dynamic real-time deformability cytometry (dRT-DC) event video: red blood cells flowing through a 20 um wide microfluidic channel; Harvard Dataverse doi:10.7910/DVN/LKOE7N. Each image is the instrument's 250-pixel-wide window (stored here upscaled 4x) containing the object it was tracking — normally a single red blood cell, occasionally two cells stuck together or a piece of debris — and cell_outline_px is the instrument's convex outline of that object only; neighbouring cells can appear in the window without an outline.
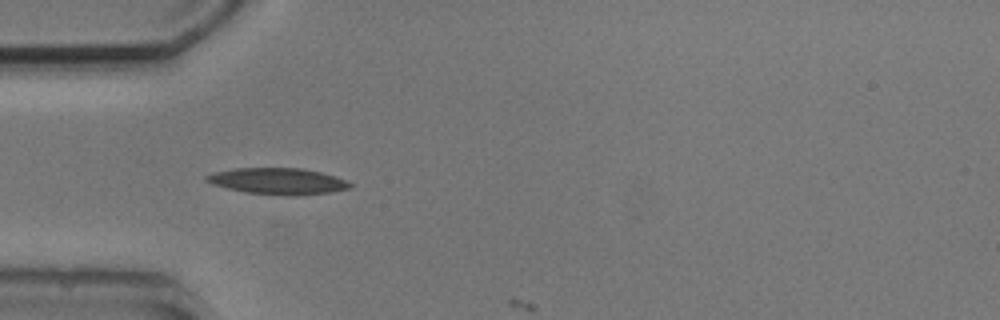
{"species": "common noctule bat (a hibernating species)", "species_latin": "Nyctalus noctula", "temperature_condition": "cold", "stored_images_in_passage": 5, "camera_frame_rate_fps": 3000, "um_per_image_px": 0.085, "animal": {"sex": "male", "body_mass_g": 20.5, "forearm_length_mm": 52.5}, "frame": {"image": 1, "passage_image": 4, "time_ms": 4.333, "image_size_px": [1000, 320], "cell_outline_px": [[352, 188], [332, 192], [296, 196], [284, 196], [244, 192], [212, 184], [204, 180], [204, 176], [212, 172], [232, 168], [300, 168], [320, 172], [336, 176], [352, 184]], "centroid_in_image_um": [23.6, 15.4], "position_along_channel_um": 61.4, "area_um2": 22.31}}